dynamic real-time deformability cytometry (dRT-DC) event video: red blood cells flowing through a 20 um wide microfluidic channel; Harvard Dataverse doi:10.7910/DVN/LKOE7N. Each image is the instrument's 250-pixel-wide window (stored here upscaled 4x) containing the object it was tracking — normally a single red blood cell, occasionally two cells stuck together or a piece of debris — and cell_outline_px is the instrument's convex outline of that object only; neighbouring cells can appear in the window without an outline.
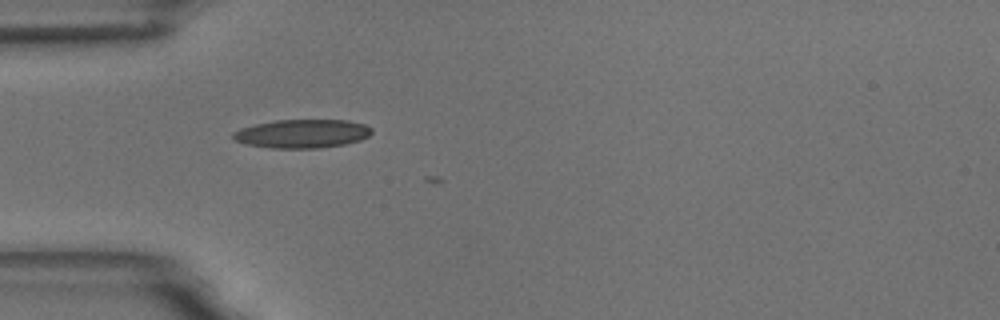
{"species": "common noctule bat (a hibernating species)", "species_latin": "Nyctalus noctula", "temperature_condition": "room temperature", "stored_images_in_passage": 40, "camera_frame_rate_fps": 3000, "um_per_image_px": 0.085, "animal": {"sex": "male", "body_mass_g": 18.8}, "frame": {"image": 1, "passage_image": 1, "time_ms": 0.0, "image_size_px": [1000, 320], "cell_outline_px": [[368, 132], [364, 136], [356, 140], [340, 144], [256, 144], [240, 140], [236, 136], [236, 132], [248, 128], [264, 124], [288, 120], [340, 120], [360, 124], [368, 128]], "centroid_in_image_um": [25.82, 11.27], "position_along_channel_um": 59.2, "area_um2": 19.07}}
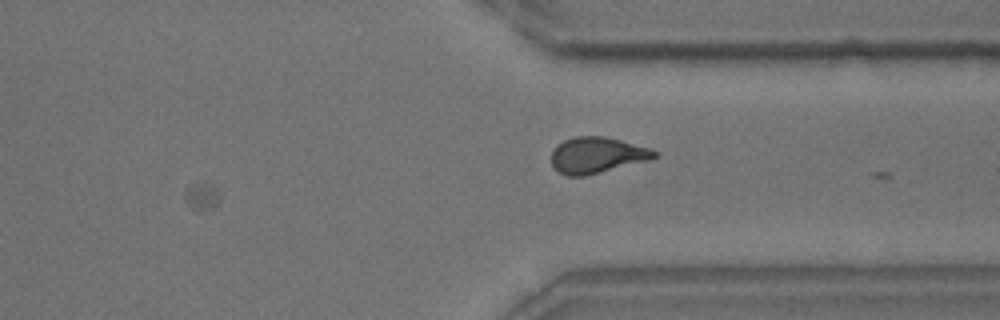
{"frame": {"image": 2, "passage_image": 26, "time_ms": 8.333, "image_size_px": [1000, 320], "cell_outline_px": [[656, 156], [596, 172], [576, 176], [572, 176], [560, 172], [552, 164], [552, 152], [560, 144], [568, 140], [584, 136], [596, 136], [616, 140], [644, 148], [656, 152]], "centroid_in_image_um": [50.63, 13.18], "position_along_channel_um": 360.8, "area_um2": 19.54}}
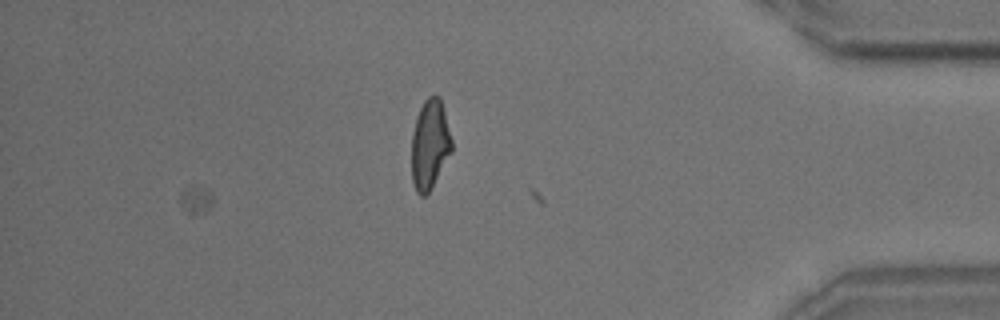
{"frame": {"image": 3, "passage_image": 32, "time_ms": 10.333, "image_size_px": [1000, 320], "cell_outline_px": [[452, 148], [428, 192], [420, 192], [416, 188], [412, 176], [412, 140], [416, 120], [424, 104], [432, 96], [436, 96], [440, 100], [452, 140]], "centroid_in_image_um": [36.54, 12.27], "position_along_channel_um": 398.7, "area_um2": 19.31}, "authors_computed_cell_mechanics": {"area_um2": 18.785, "velocity_mm_per_s": 3.6433, "shape_relaxation_time_tau1_ms": null, "shape_relaxation_time_tau2_ms": 2.2732, "deformation_change_tau1": null, "deformation_change_tau2": 0.0965}}